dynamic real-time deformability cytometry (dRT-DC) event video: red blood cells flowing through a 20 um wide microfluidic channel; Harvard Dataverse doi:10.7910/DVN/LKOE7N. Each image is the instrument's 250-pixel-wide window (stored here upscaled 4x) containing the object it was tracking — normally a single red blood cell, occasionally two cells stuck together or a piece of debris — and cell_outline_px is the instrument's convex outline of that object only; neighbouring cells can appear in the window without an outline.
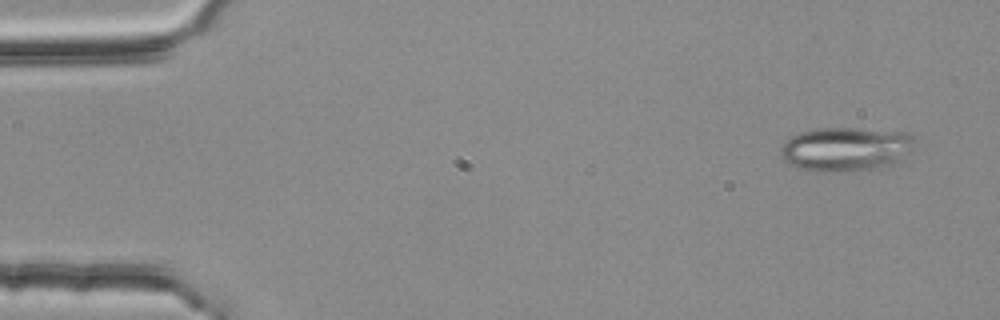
{"species": "common noctule bat (a hibernating species)", "species_latin": "Nyctalus noctula", "temperature_condition": "room temperature", "stored_images_in_passage": 4, "camera_frame_rate_fps": 3000, "um_per_image_px": 0.085, "animal": {"sex": "female", "body_mass_g": 25.1}, "frame": {"image": 1, "passage_image": 1, "time_ms": 0.0, "image_size_px": [1000, 320], "cell_outline_px": [[912, 140], [908, 152], [900, 164], [880, 168], [844, 172], [820, 172], [796, 168], [788, 164], [784, 160], [780, 152], [780, 148], [792, 136], [800, 132], [816, 128], [856, 128], [908, 132], [912, 136]], "centroid_in_image_um": [71.89, 12.69], "position_along_channel_um": 13.1, "area_um2": 34.85}}